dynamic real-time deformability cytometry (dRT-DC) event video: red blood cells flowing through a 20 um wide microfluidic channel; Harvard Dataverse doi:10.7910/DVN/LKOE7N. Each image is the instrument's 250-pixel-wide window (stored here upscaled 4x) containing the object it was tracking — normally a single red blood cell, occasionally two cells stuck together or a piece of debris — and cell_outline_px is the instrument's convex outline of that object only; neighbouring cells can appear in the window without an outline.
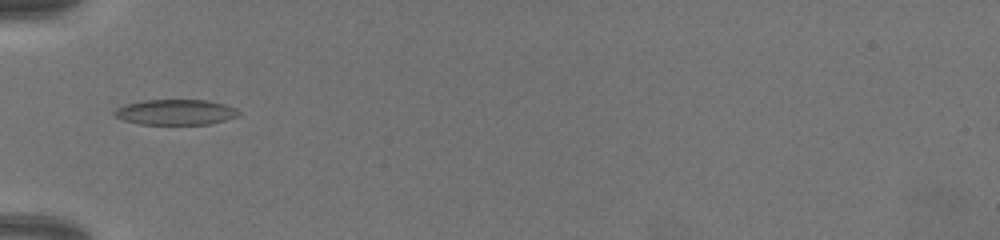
{"species": "common noctule bat (a hibernating species)", "species_latin": "Nyctalus noctula", "temperature_condition": "warm", "stored_images_in_passage": 43, "camera_frame_rate_fps": 3000, "um_per_image_px": 0.085, "animal": {"sex": "female", "body_mass_g": 19.5, "forearm_length_mm": 54.1}, "frame": {"image": 1, "passage_image": 1, "time_ms": 0.0, "image_size_px": [1000, 240], "cell_outline_px": [[240, 116], [208, 124], [140, 124], [124, 120], [116, 116], [112, 112], [116, 108], [124, 104], [144, 100], [208, 100], [224, 104], [236, 108], [240, 112]], "centroid_in_image_um": [14.93, 9.52], "position_along_channel_um": 70.1, "area_um2": 18.44}}